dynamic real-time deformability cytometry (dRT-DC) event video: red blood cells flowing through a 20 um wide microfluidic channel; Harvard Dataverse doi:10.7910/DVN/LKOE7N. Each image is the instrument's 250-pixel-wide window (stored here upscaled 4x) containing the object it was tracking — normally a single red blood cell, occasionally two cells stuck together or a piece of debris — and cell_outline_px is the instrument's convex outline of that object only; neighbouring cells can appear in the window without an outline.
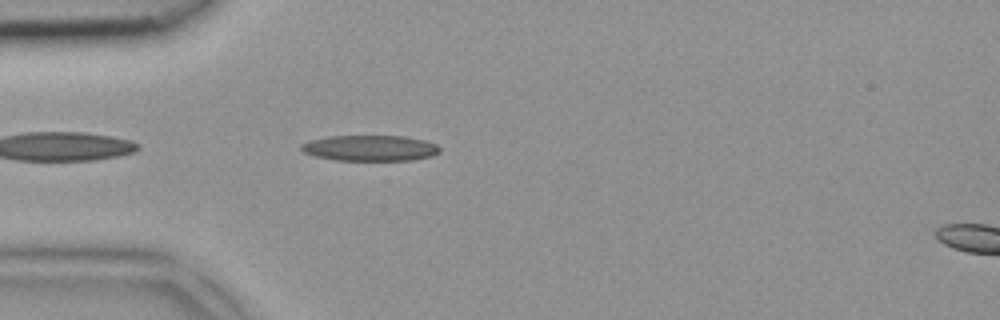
{"species": "common noctule bat (a hibernating species)", "species_latin": "Nyctalus noctula", "temperature_condition": "room temperature", "stored_images_in_passage": 5, "segment_of_instrument_passage": [1, 2], "camera_frame_rate_fps": 3000, "um_per_image_px": 0.085, "animal": {"sex": "female", "body_mass_g": 18.4}, "frame": {"image": 1, "passage_image": 4, "time_ms": 1.0, "image_size_px": [1000, 320], "cell_outline_px": [[440, 152], [432, 156], [412, 160], [336, 160], [316, 156], [304, 152], [300, 148], [300, 144], [312, 140], [328, 136], [404, 136], [424, 140], [436, 144], [440, 148]], "centroid_in_image_um": [31.48, 12.58], "position_along_channel_um": 53.5, "area_um2": 20.69}}